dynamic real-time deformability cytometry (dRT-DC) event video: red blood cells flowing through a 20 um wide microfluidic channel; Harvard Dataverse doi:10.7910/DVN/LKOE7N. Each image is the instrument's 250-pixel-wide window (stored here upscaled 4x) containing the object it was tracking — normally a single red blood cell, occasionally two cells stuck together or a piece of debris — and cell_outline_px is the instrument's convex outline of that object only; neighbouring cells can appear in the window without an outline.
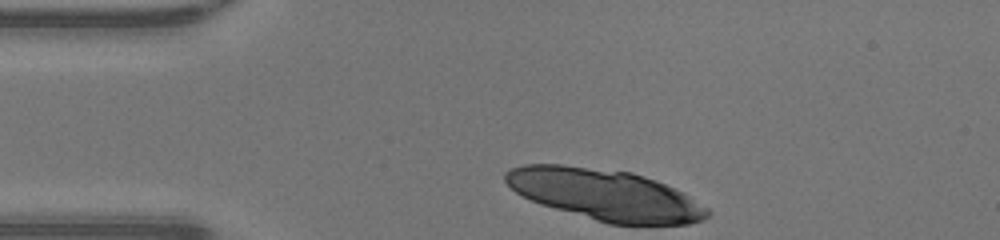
{"species": "human", "species_latin": "Homo sapiens", "temperature_condition": "warm", "stored_images_in_passage": 29, "camera_frame_rate_fps": 3000, "um_per_image_px": 0.085, "donor": {"sex": "male"}, "frame": {"image": 1, "passage_image": 1, "time_ms": 0.0, "image_size_px": [1000, 240], "cell_outline_px": [[712, 212], [704, 220], [688, 224], [608, 224], [540, 204], [516, 192], [504, 180], [504, 172], [512, 168], [524, 164], [560, 164], [632, 172], [656, 180], [676, 188], [684, 192], [708, 208]], "centroid_in_image_um": [51.47, 16.55], "position_along_channel_um": 33.5, "area_um2": 60.11}}
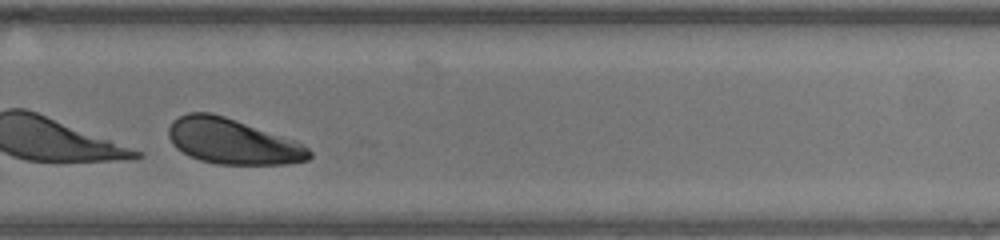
{"frame": {"image": 2, "passage_image": 24, "time_ms": 7.667, "image_size_px": [1000, 240], "cell_outline_px": [[312, 156], [308, 160], [288, 164], [216, 164], [200, 160], [188, 156], [176, 148], [172, 144], [168, 136], [168, 128], [172, 120], [188, 112], [212, 112], [296, 140], [304, 144], [312, 152]], "centroid_in_image_um": [19.76, 12.02], "position_along_channel_um": 310.0, "area_um2": 37.51}}
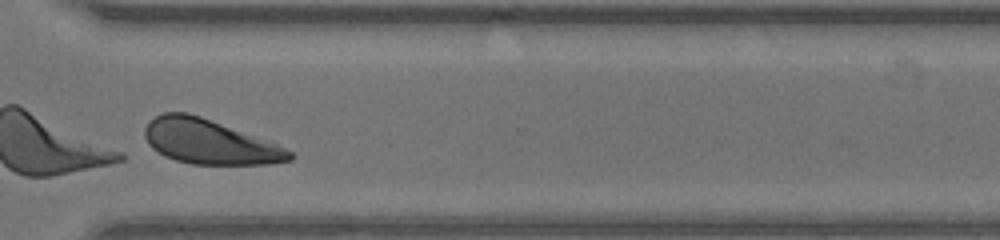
{"frame": {"image": 3, "passage_image": 27, "time_ms": 8.667, "image_size_px": [1000, 240], "cell_outline_px": [[296, 156], [292, 160], [268, 164], [192, 164], [176, 160], [164, 156], [152, 148], [148, 144], [144, 136], [144, 128], [148, 120], [164, 112], [188, 112], [272, 140], [292, 152]], "centroid_in_image_um": [17.83, 12.04], "position_along_channel_um": 352.8, "area_um2": 38.15}, "authors_computed_cell_mechanics": {"area_um2": 37.3966, "velocity_mm_per_s": 4.2443, "shape_relaxation_time_tau1_ms": 1.0676, "shape_relaxation_time_tau2_ms": null, "deformation_change_tau1": 0.2983, "deformation_change_tau2": null}}